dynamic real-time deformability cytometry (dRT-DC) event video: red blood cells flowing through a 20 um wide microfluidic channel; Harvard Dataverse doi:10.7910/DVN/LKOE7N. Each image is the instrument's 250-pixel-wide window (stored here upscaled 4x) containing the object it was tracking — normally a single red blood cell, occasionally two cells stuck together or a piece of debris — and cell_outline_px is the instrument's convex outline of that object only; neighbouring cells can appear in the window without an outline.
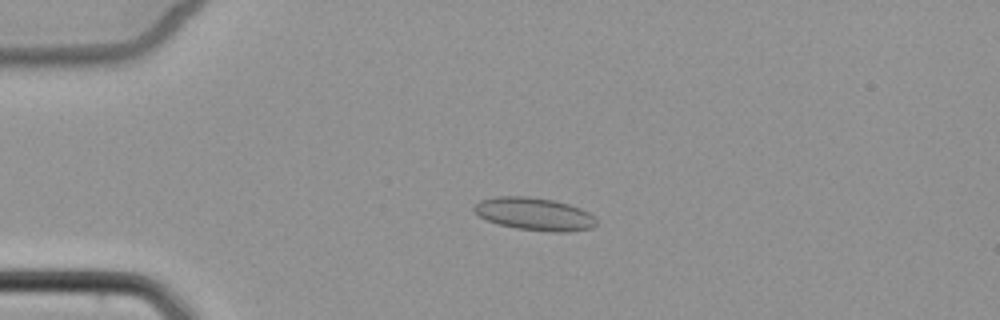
{"species": "common noctule bat (a hibernating species)", "species_latin": "Nyctalus noctula", "temperature_condition": "cold", "stored_images_in_passage": 4, "camera_frame_rate_fps": 3000, "um_per_image_px": 0.085, "animal": {"sex": "female", "body_mass_g": 22.7, "forearm_length_mm": 54.2}, "frame": {"image": 1, "passage_image": 3, "time_ms": 2.333, "image_size_px": [1000, 320], "cell_outline_px": [[596, 224], [592, 228], [568, 232], [552, 232], [516, 228], [500, 224], [488, 220], [480, 216], [472, 208], [480, 200], [496, 196], [528, 196], [552, 200], [568, 204], [580, 208], [596, 216]], "centroid_in_image_um": [45.45, 18.19], "position_along_channel_um": 39.5, "area_um2": 23.24}}